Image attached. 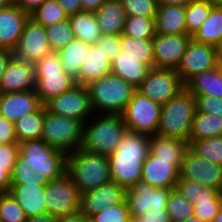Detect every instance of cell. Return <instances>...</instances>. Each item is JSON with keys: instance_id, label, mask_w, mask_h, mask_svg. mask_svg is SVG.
I'll return each mask as SVG.
<instances>
[{"instance_id": "obj_60", "label": "cell", "mask_w": 222, "mask_h": 222, "mask_svg": "<svg viewBox=\"0 0 222 222\" xmlns=\"http://www.w3.org/2000/svg\"><path fill=\"white\" fill-rule=\"evenodd\" d=\"M182 222H205L203 221L202 219H200L199 217L193 215L192 217H189L187 219H185L184 221Z\"/></svg>"}, {"instance_id": "obj_14", "label": "cell", "mask_w": 222, "mask_h": 222, "mask_svg": "<svg viewBox=\"0 0 222 222\" xmlns=\"http://www.w3.org/2000/svg\"><path fill=\"white\" fill-rule=\"evenodd\" d=\"M50 52L45 27L29 17L13 50V57L34 64Z\"/></svg>"}, {"instance_id": "obj_54", "label": "cell", "mask_w": 222, "mask_h": 222, "mask_svg": "<svg viewBox=\"0 0 222 222\" xmlns=\"http://www.w3.org/2000/svg\"><path fill=\"white\" fill-rule=\"evenodd\" d=\"M56 222H89V219L79 210L67 216L56 218Z\"/></svg>"}, {"instance_id": "obj_62", "label": "cell", "mask_w": 222, "mask_h": 222, "mask_svg": "<svg viewBox=\"0 0 222 222\" xmlns=\"http://www.w3.org/2000/svg\"><path fill=\"white\" fill-rule=\"evenodd\" d=\"M213 222H222V207L219 209L217 215L214 218Z\"/></svg>"}, {"instance_id": "obj_56", "label": "cell", "mask_w": 222, "mask_h": 222, "mask_svg": "<svg viewBox=\"0 0 222 222\" xmlns=\"http://www.w3.org/2000/svg\"><path fill=\"white\" fill-rule=\"evenodd\" d=\"M13 57V51L0 48V80L3 76L7 63Z\"/></svg>"}, {"instance_id": "obj_16", "label": "cell", "mask_w": 222, "mask_h": 222, "mask_svg": "<svg viewBox=\"0 0 222 222\" xmlns=\"http://www.w3.org/2000/svg\"><path fill=\"white\" fill-rule=\"evenodd\" d=\"M172 189L154 188L149 183L138 181L125 193L130 216H141L151 208H166Z\"/></svg>"}, {"instance_id": "obj_21", "label": "cell", "mask_w": 222, "mask_h": 222, "mask_svg": "<svg viewBox=\"0 0 222 222\" xmlns=\"http://www.w3.org/2000/svg\"><path fill=\"white\" fill-rule=\"evenodd\" d=\"M42 104L35 89L0 94V115L12 123L23 116L36 112Z\"/></svg>"}, {"instance_id": "obj_7", "label": "cell", "mask_w": 222, "mask_h": 222, "mask_svg": "<svg viewBox=\"0 0 222 222\" xmlns=\"http://www.w3.org/2000/svg\"><path fill=\"white\" fill-rule=\"evenodd\" d=\"M35 92L42 105L77 85L66 73L57 52H50L34 63Z\"/></svg>"}, {"instance_id": "obj_53", "label": "cell", "mask_w": 222, "mask_h": 222, "mask_svg": "<svg viewBox=\"0 0 222 222\" xmlns=\"http://www.w3.org/2000/svg\"><path fill=\"white\" fill-rule=\"evenodd\" d=\"M10 184L11 173L5 169V166H0V195L8 193Z\"/></svg>"}, {"instance_id": "obj_46", "label": "cell", "mask_w": 222, "mask_h": 222, "mask_svg": "<svg viewBox=\"0 0 222 222\" xmlns=\"http://www.w3.org/2000/svg\"><path fill=\"white\" fill-rule=\"evenodd\" d=\"M195 100L197 112L215 114L222 118V98L208 95H197Z\"/></svg>"}, {"instance_id": "obj_63", "label": "cell", "mask_w": 222, "mask_h": 222, "mask_svg": "<svg viewBox=\"0 0 222 222\" xmlns=\"http://www.w3.org/2000/svg\"><path fill=\"white\" fill-rule=\"evenodd\" d=\"M218 69H219V72L221 73V76H222V65H217Z\"/></svg>"}, {"instance_id": "obj_39", "label": "cell", "mask_w": 222, "mask_h": 222, "mask_svg": "<svg viewBox=\"0 0 222 222\" xmlns=\"http://www.w3.org/2000/svg\"><path fill=\"white\" fill-rule=\"evenodd\" d=\"M123 35L137 39H153L155 30V17L126 16Z\"/></svg>"}, {"instance_id": "obj_48", "label": "cell", "mask_w": 222, "mask_h": 222, "mask_svg": "<svg viewBox=\"0 0 222 222\" xmlns=\"http://www.w3.org/2000/svg\"><path fill=\"white\" fill-rule=\"evenodd\" d=\"M18 155L19 143L0 145V166H5V169L12 173Z\"/></svg>"}, {"instance_id": "obj_58", "label": "cell", "mask_w": 222, "mask_h": 222, "mask_svg": "<svg viewBox=\"0 0 222 222\" xmlns=\"http://www.w3.org/2000/svg\"><path fill=\"white\" fill-rule=\"evenodd\" d=\"M192 1L194 0H157L158 5H181L184 7Z\"/></svg>"}, {"instance_id": "obj_9", "label": "cell", "mask_w": 222, "mask_h": 222, "mask_svg": "<svg viewBox=\"0 0 222 222\" xmlns=\"http://www.w3.org/2000/svg\"><path fill=\"white\" fill-rule=\"evenodd\" d=\"M162 105L151 101L136 90L122 112L123 122L129 132L154 136L160 122Z\"/></svg>"}, {"instance_id": "obj_55", "label": "cell", "mask_w": 222, "mask_h": 222, "mask_svg": "<svg viewBox=\"0 0 222 222\" xmlns=\"http://www.w3.org/2000/svg\"><path fill=\"white\" fill-rule=\"evenodd\" d=\"M106 0H81V11L95 13Z\"/></svg>"}, {"instance_id": "obj_32", "label": "cell", "mask_w": 222, "mask_h": 222, "mask_svg": "<svg viewBox=\"0 0 222 222\" xmlns=\"http://www.w3.org/2000/svg\"><path fill=\"white\" fill-rule=\"evenodd\" d=\"M192 39L198 43L217 46L222 41V4H215L208 18L194 33Z\"/></svg>"}, {"instance_id": "obj_38", "label": "cell", "mask_w": 222, "mask_h": 222, "mask_svg": "<svg viewBox=\"0 0 222 222\" xmlns=\"http://www.w3.org/2000/svg\"><path fill=\"white\" fill-rule=\"evenodd\" d=\"M36 23L48 27L54 23L69 19L67 13L58 4L57 0H45L35 11L30 14Z\"/></svg>"}, {"instance_id": "obj_29", "label": "cell", "mask_w": 222, "mask_h": 222, "mask_svg": "<svg viewBox=\"0 0 222 222\" xmlns=\"http://www.w3.org/2000/svg\"><path fill=\"white\" fill-rule=\"evenodd\" d=\"M151 68L131 56H121V53L111 61V74L119 76L136 89L142 84Z\"/></svg>"}, {"instance_id": "obj_42", "label": "cell", "mask_w": 222, "mask_h": 222, "mask_svg": "<svg viewBox=\"0 0 222 222\" xmlns=\"http://www.w3.org/2000/svg\"><path fill=\"white\" fill-rule=\"evenodd\" d=\"M166 210L171 222H182L194 215L193 204L187 201L175 188L169 194Z\"/></svg>"}, {"instance_id": "obj_11", "label": "cell", "mask_w": 222, "mask_h": 222, "mask_svg": "<svg viewBox=\"0 0 222 222\" xmlns=\"http://www.w3.org/2000/svg\"><path fill=\"white\" fill-rule=\"evenodd\" d=\"M44 200L47 214L58 218L79 211L81 193L65 173L46 184Z\"/></svg>"}, {"instance_id": "obj_44", "label": "cell", "mask_w": 222, "mask_h": 222, "mask_svg": "<svg viewBox=\"0 0 222 222\" xmlns=\"http://www.w3.org/2000/svg\"><path fill=\"white\" fill-rule=\"evenodd\" d=\"M89 222H132L126 201L101 210L92 216Z\"/></svg>"}, {"instance_id": "obj_37", "label": "cell", "mask_w": 222, "mask_h": 222, "mask_svg": "<svg viewBox=\"0 0 222 222\" xmlns=\"http://www.w3.org/2000/svg\"><path fill=\"white\" fill-rule=\"evenodd\" d=\"M215 0H194L185 6V22L187 34L193 36L208 18Z\"/></svg>"}, {"instance_id": "obj_22", "label": "cell", "mask_w": 222, "mask_h": 222, "mask_svg": "<svg viewBox=\"0 0 222 222\" xmlns=\"http://www.w3.org/2000/svg\"><path fill=\"white\" fill-rule=\"evenodd\" d=\"M29 17L14 3L0 9V48L15 49Z\"/></svg>"}, {"instance_id": "obj_13", "label": "cell", "mask_w": 222, "mask_h": 222, "mask_svg": "<svg viewBox=\"0 0 222 222\" xmlns=\"http://www.w3.org/2000/svg\"><path fill=\"white\" fill-rule=\"evenodd\" d=\"M44 107L53 114L74 118L83 124L94 114L87 86L79 84L50 99Z\"/></svg>"}, {"instance_id": "obj_23", "label": "cell", "mask_w": 222, "mask_h": 222, "mask_svg": "<svg viewBox=\"0 0 222 222\" xmlns=\"http://www.w3.org/2000/svg\"><path fill=\"white\" fill-rule=\"evenodd\" d=\"M179 168L170 161L158 160L150 152L143 163L141 180L154 188H175Z\"/></svg>"}, {"instance_id": "obj_5", "label": "cell", "mask_w": 222, "mask_h": 222, "mask_svg": "<svg viewBox=\"0 0 222 222\" xmlns=\"http://www.w3.org/2000/svg\"><path fill=\"white\" fill-rule=\"evenodd\" d=\"M94 114H122L137 90L119 76L107 74L87 85Z\"/></svg>"}, {"instance_id": "obj_35", "label": "cell", "mask_w": 222, "mask_h": 222, "mask_svg": "<svg viewBox=\"0 0 222 222\" xmlns=\"http://www.w3.org/2000/svg\"><path fill=\"white\" fill-rule=\"evenodd\" d=\"M44 105L36 112L23 116L14 123L18 143L27 140H39L43 134Z\"/></svg>"}, {"instance_id": "obj_50", "label": "cell", "mask_w": 222, "mask_h": 222, "mask_svg": "<svg viewBox=\"0 0 222 222\" xmlns=\"http://www.w3.org/2000/svg\"><path fill=\"white\" fill-rule=\"evenodd\" d=\"M8 143H18L14 123L0 115V145Z\"/></svg>"}, {"instance_id": "obj_47", "label": "cell", "mask_w": 222, "mask_h": 222, "mask_svg": "<svg viewBox=\"0 0 222 222\" xmlns=\"http://www.w3.org/2000/svg\"><path fill=\"white\" fill-rule=\"evenodd\" d=\"M96 45L108 55L110 61L122 52L121 35H102Z\"/></svg>"}, {"instance_id": "obj_26", "label": "cell", "mask_w": 222, "mask_h": 222, "mask_svg": "<svg viewBox=\"0 0 222 222\" xmlns=\"http://www.w3.org/2000/svg\"><path fill=\"white\" fill-rule=\"evenodd\" d=\"M189 148L187 141L165 137L161 135L150 136L149 151L158 160L170 161L179 169L183 162L186 150Z\"/></svg>"}, {"instance_id": "obj_61", "label": "cell", "mask_w": 222, "mask_h": 222, "mask_svg": "<svg viewBox=\"0 0 222 222\" xmlns=\"http://www.w3.org/2000/svg\"><path fill=\"white\" fill-rule=\"evenodd\" d=\"M13 4L11 0H0V9Z\"/></svg>"}, {"instance_id": "obj_31", "label": "cell", "mask_w": 222, "mask_h": 222, "mask_svg": "<svg viewBox=\"0 0 222 222\" xmlns=\"http://www.w3.org/2000/svg\"><path fill=\"white\" fill-rule=\"evenodd\" d=\"M69 22L75 38L94 45L101 38L102 32L95 13L80 11L69 16Z\"/></svg>"}, {"instance_id": "obj_34", "label": "cell", "mask_w": 222, "mask_h": 222, "mask_svg": "<svg viewBox=\"0 0 222 222\" xmlns=\"http://www.w3.org/2000/svg\"><path fill=\"white\" fill-rule=\"evenodd\" d=\"M222 135V118L215 114H205L195 111L192 128L188 138L190 145L195 140Z\"/></svg>"}, {"instance_id": "obj_10", "label": "cell", "mask_w": 222, "mask_h": 222, "mask_svg": "<svg viewBox=\"0 0 222 222\" xmlns=\"http://www.w3.org/2000/svg\"><path fill=\"white\" fill-rule=\"evenodd\" d=\"M176 190L193 204L194 215L205 222H213L222 207V192L195 181L178 178Z\"/></svg>"}, {"instance_id": "obj_15", "label": "cell", "mask_w": 222, "mask_h": 222, "mask_svg": "<svg viewBox=\"0 0 222 222\" xmlns=\"http://www.w3.org/2000/svg\"><path fill=\"white\" fill-rule=\"evenodd\" d=\"M179 178L195 181L222 192V166L198 156L190 148L184 154Z\"/></svg>"}, {"instance_id": "obj_17", "label": "cell", "mask_w": 222, "mask_h": 222, "mask_svg": "<svg viewBox=\"0 0 222 222\" xmlns=\"http://www.w3.org/2000/svg\"><path fill=\"white\" fill-rule=\"evenodd\" d=\"M192 36L184 34H155L152 39L154 67L177 69Z\"/></svg>"}, {"instance_id": "obj_18", "label": "cell", "mask_w": 222, "mask_h": 222, "mask_svg": "<svg viewBox=\"0 0 222 222\" xmlns=\"http://www.w3.org/2000/svg\"><path fill=\"white\" fill-rule=\"evenodd\" d=\"M217 67L216 47L191 39L176 72L185 84L194 75Z\"/></svg>"}, {"instance_id": "obj_36", "label": "cell", "mask_w": 222, "mask_h": 222, "mask_svg": "<svg viewBox=\"0 0 222 222\" xmlns=\"http://www.w3.org/2000/svg\"><path fill=\"white\" fill-rule=\"evenodd\" d=\"M121 56H131L154 67V52L152 39H137L121 34Z\"/></svg>"}, {"instance_id": "obj_28", "label": "cell", "mask_w": 222, "mask_h": 222, "mask_svg": "<svg viewBox=\"0 0 222 222\" xmlns=\"http://www.w3.org/2000/svg\"><path fill=\"white\" fill-rule=\"evenodd\" d=\"M155 30L156 34L187 33L185 7L181 5H158Z\"/></svg>"}, {"instance_id": "obj_27", "label": "cell", "mask_w": 222, "mask_h": 222, "mask_svg": "<svg viewBox=\"0 0 222 222\" xmlns=\"http://www.w3.org/2000/svg\"><path fill=\"white\" fill-rule=\"evenodd\" d=\"M102 35H121L126 13L121 0H106L95 12Z\"/></svg>"}, {"instance_id": "obj_43", "label": "cell", "mask_w": 222, "mask_h": 222, "mask_svg": "<svg viewBox=\"0 0 222 222\" xmlns=\"http://www.w3.org/2000/svg\"><path fill=\"white\" fill-rule=\"evenodd\" d=\"M27 218L18 202L9 193L0 195V222H27Z\"/></svg>"}, {"instance_id": "obj_51", "label": "cell", "mask_w": 222, "mask_h": 222, "mask_svg": "<svg viewBox=\"0 0 222 222\" xmlns=\"http://www.w3.org/2000/svg\"><path fill=\"white\" fill-rule=\"evenodd\" d=\"M45 0H15L13 3L29 15L35 11Z\"/></svg>"}, {"instance_id": "obj_41", "label": "cell", "mask_w": 222, "mask_h": 222, "mask_svg": "<svg viewBox=\"0 0 222 222\" xmlns=\"http://www.w3.org/2000/svg\"><path fill=\"white\" fill-rule=\"evenodd\" d=\"M45 30L49 47L53 52L59 51L75 38L69 19L45 27Z\"/></svg>"}, {"instance_id": "obj_59", "label": "cell", "mask_w": 222, "mask_h": 222, "mask_svg": "<svg viewBox=\"0 0 222 222\" xmlns=\"http://www.w3.org/2000/svg\"><path fill=\"white\" fill-rule=\"evenodd\" d=\"M217 65H222V41L216 46Z\"/></svg>"}, {"instance_id": "obj_4", "label": "cell", "mask_w": 222, "mask_h": 222, "mask_svg": "<svg viewBox=\"0 0 222 222\" xmlns=\"http://www.w3.org/2000/svg\"><path fill=\"white\" fill-rule=\"evenodd\" d=\"M92 117L83 125L81 148L108 157L117 150L118 144L128 130L120 114L97 113Z\"/></svg>"}, {"instance_id": "obj_57", "label": "cell", "mask_w": 222, "mask_h": 222, "mask_svg": "<svg viewBox=\"0 0 222 222\" xmlns=\"http://www.w3.org/2000/svg\"><path fill=\"white\" fill-rule=\"evenodd\" d=\"M27 222H56V218L46 213L43 215L30 216L27 218Z\"/></svg>"}, {"instance_id": "obj_45", "label": "cell", "mask_w": 222, "mask_h": 222, "mask_svg": "<svg viewBox=\"0 0 222 222\" xmlns=\"http://www.w3.org/2000/svg\"><path fill=\"white\" fill-rule=\"evenodd\" d=\"M126 16L155 17L157 0H121Z\"/></svg>"}, {"instance_id": "obj_20", "label": "cell", "mask_w": 222, "mask_h": 222, "mask_svg": "<svg viewBox=\"0 0 222 222\" xmlns=\"http://www.w3.org/2000/svg\"><path fill=\"white\" fill-rule=\"evenodd\" d=\"M35 89L34 64L12 57L0 80V94Z\"/></svg>"}, {"instance_id": "obj_25", "label": "cell", "mask_w": 222, "mask_h": 222, "mask_svg": "<svg viewBox=\"0 0 222 222\" xmlns=\"http://www.w3.org/2000/svg\"><path fill=\"white\" fill-rule=\"evenodd\" d=\"M110 72L111 61L108 55H105L102 49L94 44L90 45V49L75 80L77 84L87 86L90 82L110 74Z\"/></svg>"}, {"instance_id": "obj_30", "label": "cell", "mask_w": 222, "mask_h": 222, "mask_svg": "<svg viewBox=\"0 0 222 222\" xmlns=\"http://www.w3.org/2000/svg\"><path fill=\"white\" fill-rule=\"evenodd\" d=\"M185 88L194 97L208 95L222 98V76L218 67L194 75L185 83Z\"/></svg>"}, {"instance_id": "obj_12", "label": "cell", "mask_w": 222, "mask_h": 222, "mask_svg": "<svg viewBox=\"0 0 222 222\" xmlns=\"http://www.w3.org/2000/svg\"><path fill=\"white\" fill-rule=\"evenodd\" d=\"M184 88L176 69L153 67L137 90L151 101L164 105Z\"/></svg>"}, {"instance_id": "obj_52", "label": "cell", "mask_w": 222, "mask_h": 222, "mask_svg": "<svg viewBox=\"0 0 222 222\" xmlns=\"http://www.w3.org/2000/svg\"><path fill=\"white\" fill-rule=\"evenodd\" d=\"M68 16L81 11V0H57Z\"/></svg>"}, {"instance_id": "obj_19", "label": "cell", "mask_w": 222, "mask_h": 222, "mask_svg": "<svg viewBox=\"0 0 222 222\" xmlns=\"http://www.w3.org/2000/svg\"><path fill=\"white\" fill-rule=\"evenodd\" d=\"M125 193L126 189L124 187L119 186L114 181H110L94 190L83 192L79 210L90 219L104 208L107 209L113 205L123 203Z\"/></svg>"}, {"instance_id": "obj_49", "label": "cell", "mask_w": 222, "mask_h": 222, "mask_svg": "<svg viewBox=\"0 0 222 222\" xmlns=\"http://www.w3.org/2000/svg\"><path fill=\"white\" fill-rule=\"evenodd\" d=\"M132 222H171L166 208H151L141 216H131Z\"/></svg>"}, {"instance_id": "obj_3", "label": "cell", "mask_w": 222, "mask_h": 222, "mask_svg": "<svg viewBox=\"0 0 222 222\" xmlns=\"http://www.w3.org/2000/svg\"><path fill=\"white\" fill-rule=\"evenodd\" d=\"M65 173L81 194L112 181L108 157L81 147L67 154Z\"/></svg>"}, {"instance_id": "obj_33", "label": "cell", "mask_w": 222, "mask_h": 222, "mask_svg": "<svg viewBox=\"0 0 222 222\" xmlns=\"http://www.w3.org/2000/svg\"><path fill=\"white\" fill-rule=\"evenodd\" d=\"M89 49L90 44L74 38L68 45L57 51L64 71L76 78Z\"/></svg>"}, {"instance_id": "obj_64", "label": "cell", "mask_w": 222, "mask_h": 222, "mask_svg": "<svg viewBox=\"0 0 222 222\" xmlns=\"http://www.w3.org/2000/svg\"><path fill=\"white\" fill-rule=\"evenodd\" d=\"M217 4H222V0H215Z\"/></svg>"}, {"instance_id": "obj_24", "label": "cell", "mask_w": 222, "mask_h": 222, "mask_svg": "<svg viewBox=\"0 0 222 222\" xmlns=\"http://www.w3.org/2000/svg\"><path fill=\"white\" fill-rule=\"evenodd\" d=\"M46 185L10 184L8 193L18 202L27 217L47 213L45 205Z\"/></svg>"}, {"instance_id": "obj_2", "label": "cell", "mask_w": 222, "mask_h": 222, "mask_svg": "<svg viewBox=\"0 0 222 222\" xmlns=\"http://www.w3.org/2000/svg\"><path fill=\"white\" fill-rule=\"evenodd\" d=\"M150 136L127 131L117 150L108 156L112 181L126 190L141 180L143 163L149 154Z\"/></svg>"}, {"instance_id": "obj_1", "label": "cell", "mask_w": 222, "mask_h": 222, "mask_svg": "<svg viewBox=\"0 0 222 222\" xmlns=\"http://www.w3.org/2000/svg\"><path fill=\"white\" fill-rule=\"evenodd\" d=\"M66 156L42 139L19 143V155L11 173V184L46 185L66 172Z\"/></svg>"}, {"instance_id": "obj_8", "label": "cell", "mask_w": 222, "mask_h": 222, "mask_svg": "<svg viewBox=\"0 0 222 222\" xmlns=\"http://www.w3.org/2000/svg\"><path fill=\"white\" fill-rule=\"evenodd\" d=\"M83 123L74 118L56 115L44 107L42 140L50 147L68 154L83 143Z\"/></svg>"}, {"instance_id": "obj_6", "label": "cell", "mask_w": 222, "mask_h": 222, "mask_svg": "<svg viewBox=\"0 0 222 222\" xmlns=\"http://www.w3.org/2000/svg\"><path fill=\"white\" fill-rule=\"evenodd\" d=\"M195 111V97L184 88L162 105L157 135L188 142Z\"/></svg>"}, {"instance_id": "obj_40", "label": "cell", "mask_w": 222, "mask_h": 222, "mask_svg": "<svg viewBox=\"0 0 222 222\" xmlns=\"http://www.w3.org/2000/svg\"><path fill=\"white\" fill-rule=\"evenodd\" d=\"M189 148L198 156L222 166V135L195 140Z\"/></svg>"}]
</instances>
